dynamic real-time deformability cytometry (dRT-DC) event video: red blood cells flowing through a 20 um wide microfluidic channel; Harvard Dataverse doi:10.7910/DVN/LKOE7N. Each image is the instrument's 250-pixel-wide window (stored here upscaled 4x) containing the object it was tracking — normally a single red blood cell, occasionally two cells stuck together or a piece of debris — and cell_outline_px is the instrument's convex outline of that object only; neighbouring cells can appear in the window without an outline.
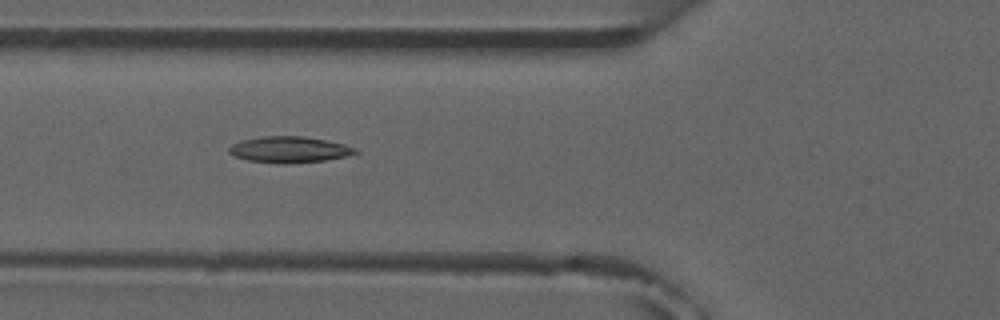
{"species": "common noctule bat (a hibernating species)", "species_latin": "Nyctalus noctula", "temperature_condition": "room temperature", "stored_images_in_passage": 5, "camera_frame_rate_fps": 3000, "um_per_image_px": 0.085, "animal": {"sex": "male", "forearm_length_mm": 52.5}, "frame": {"image": 1, "passage_image": 3, "time_ms": 2.333, "image_size_px": [1000, 320], "cell_outline_px": [[360, 152], [356, 156], [324, 160], [284, 164], [248, 160], [236, 156], [228, 152], [228, 148], [232, 144], [240, 140], [264, 136], [304, 136], [344, 144], [356, 148]], "centroid_in_image_um": [24.66, 12.71], "position_along_channel_um": 101.1, "area_um2": 19.42}}
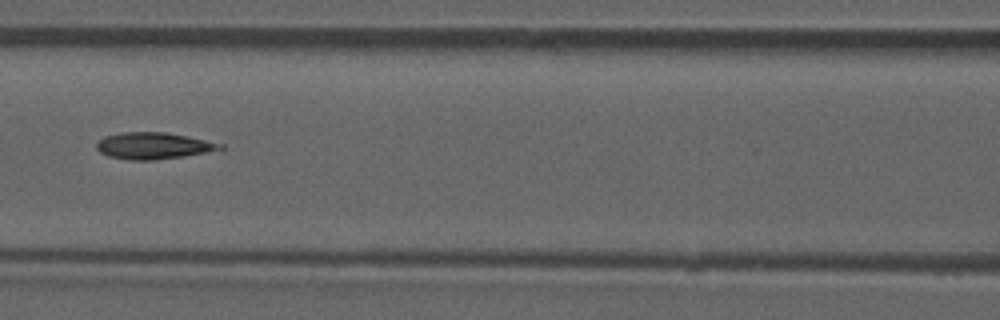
{"frame": {"image": 2, "passage_image": 4, "time_ms": 3.667, "image_size_px": [1000, 320], "cell_outline_px": [[224, 148], [184, 156], [156, 160], [128, 160], [108, 156], [100, 152], [96, 148], [96, 144], [104, 136], [120, 132], [164, 132], [224, 144]], "centroid_in_image_um": [12.97, 12.39], "position_along_channel_um": 153.6, "area_um2": 18.96}}